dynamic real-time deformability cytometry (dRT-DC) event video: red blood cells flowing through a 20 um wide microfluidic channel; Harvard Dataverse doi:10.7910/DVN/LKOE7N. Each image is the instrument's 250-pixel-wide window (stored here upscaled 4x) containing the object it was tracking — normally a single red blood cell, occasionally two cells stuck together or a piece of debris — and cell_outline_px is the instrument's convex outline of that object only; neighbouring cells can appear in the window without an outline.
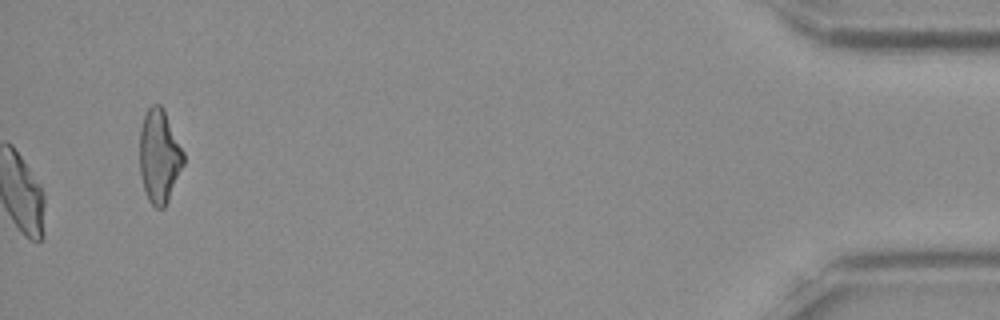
{"species": "Egyptian fruit bat (a non-hibernating species)", "species_latin": "Rousettus aegyptiacus", "temperature_condition": "room temperature", "stored_images_in_passage": 53, "camera_frame_rate_fps": 3000, "um_per_image_px": 0.085, "frame": {"image": 1, "passage_image": 53, "time_ms": 17.333, "image_size_px": [1000, 320], "cell_outline_px": [[184, 164], [168, 200], [164, 208], [156, 208], [148, 200], [144, 192], [140, 176], [140, 128], [144, 116], [148, 108], [152, 104], [160, 104], [164, 108], [184, 152]], "centroid_in_image_um": [13.53, 13.27], "position_along_channel_um": 421.7, "area_um2": 24.04}, "authors_computed_cell_mechanics": {"area_um2": 22.8888, "velocity_mm_per_s": 3.8804, "shape_relaxation_time_tau1_ms": 3.7497, "shape_relaxation_time_tau2_ms": 1.3164, "deformation_change_tau1": 0.1393, "deformation_change_tau2": 0.0749}}